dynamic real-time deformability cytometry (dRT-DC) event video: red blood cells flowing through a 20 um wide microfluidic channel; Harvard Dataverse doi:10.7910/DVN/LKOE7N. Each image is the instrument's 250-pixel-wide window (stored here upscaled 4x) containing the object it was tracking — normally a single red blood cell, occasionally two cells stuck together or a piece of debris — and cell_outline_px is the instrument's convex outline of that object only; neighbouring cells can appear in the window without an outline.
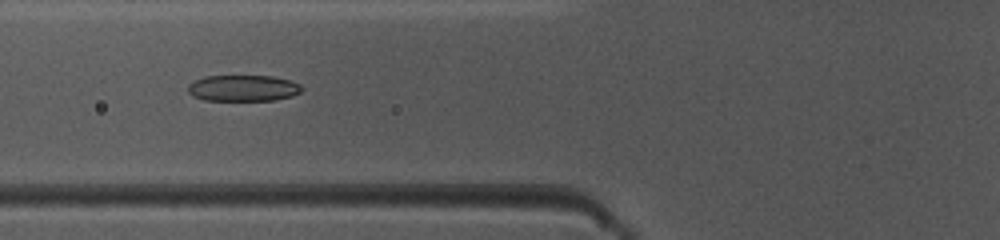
{"species": "common noctule bat (a hibernating species)", "species_latin": "Nyctalus noctula", "temperature_condition": "warm", "stored_images_in_passage": 50, "camera_frame_rate_fps": 3000, "um_per_image_px": 0.085, "animal": {"sex": "female", "body_mass_g": 10.0, "forearm_length_mm": 53.1}, "frame": {"image": 1, "passage_image": 20, "time_ms": 6.333, "image_size_px": [1000, 240], "cell_outline_px": [[304, 88], [300, 92], [292, 96], [276, 100], [204, 100], [192, 96], [188, 92], [188, 84], [204, 76], [272, 76], [292, 80], [300, 84]], "centroid_in_image_um": [20.69, 7.49], "position_along_channel_um": 105.1, "area_um2": 17.51}}
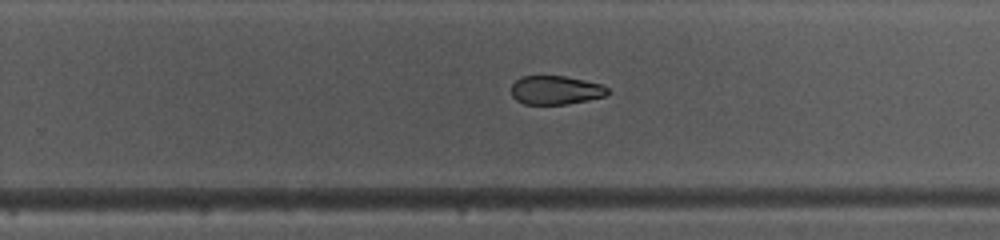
{"frame": {"image": 2, "passage_image": 33, "time_ms": 10.667, "image_size_px": [1000, 240], "cell_outline_px": [[612, 92], [604, 96], [588, 100], [568, 104], [524, 104], [516, 100], [512, 96], [512, 84], [520, 76], [564, 76], [584, 80], [600, 84], [608, 88]], "centroid_in_image_um": [47.23, 7.66], "position_along_channel_um": 282.6, "area_um2": 16.18}}
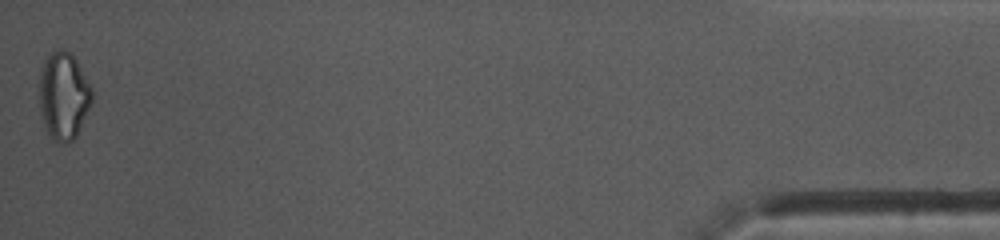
{"frame": {"image": 3, "passage_image": 50, "time_ms": 16.333, "image_size_px": [1000, 240], "cell_outline_px": [[92, 104], [76, 136], [68, 144], [60, 144], [48, 136], [44, 124], [40, 108], [40, 72], [44, 60], [48, 52], [60, 48], [64, 48], [76, 60], [92, 88]], "centroid_in_image_um": [5.4, 8.15], "position_along_channel_um": 429.8, "area_um2": 27.05}, "authors_computed_cell_mechanics": {"area_um2": 18.6694, "velocity_mm_per_s": 4.0892, "shape_relaxation_time_tau1_ms": 8.6933, "shape_relaxation_time_tau2_ms": 3.8775, "deformation_change_tau1": 0.1928, "deformation_change_tau2": 0.1095}}